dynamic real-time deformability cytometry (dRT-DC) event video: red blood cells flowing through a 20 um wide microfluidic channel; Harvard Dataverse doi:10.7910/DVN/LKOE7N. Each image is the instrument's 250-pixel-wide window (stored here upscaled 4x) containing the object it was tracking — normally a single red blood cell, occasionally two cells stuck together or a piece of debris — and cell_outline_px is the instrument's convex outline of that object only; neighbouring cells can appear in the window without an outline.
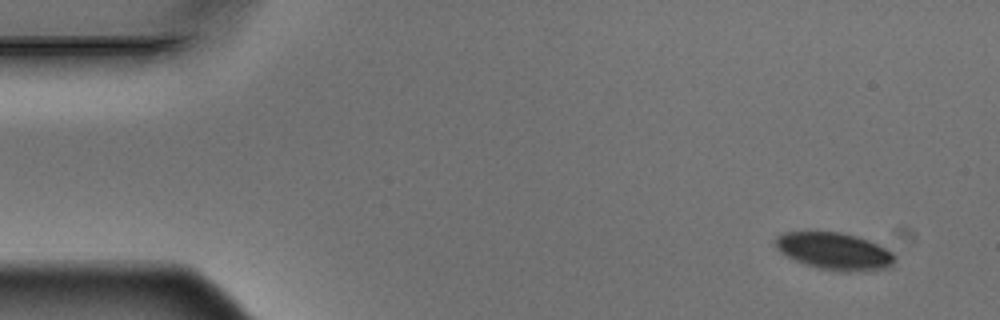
{"species": "Egyptian fruit bat (a non-hibernating species)", "species_latin": "Rousettus aegyptiacus", "temperature_condition": "warm", "stored_images_in_passage": 5, "camera_frame_rate_fps": 3000, "um_per_image_px": 0.085, "animal": {"sex": "male"}, "frame": {"image": 1, "passage_image": 1, "time_ms": 0.0, "image_size_px": [1000, 320], "cell_outline_px": [[896, 260], [892, 268], [848, 272], [840, 272], [820, 268], [804, 264], [780, 252], [776, 248], [776, 236], [784, 232], [840, 232], [856, 236], [880, 244], [892, 252], [896, 256]], "centroid_in_image_um": [70.99, 21.36], "position_along_channel_um": 14.0, "area_um2": 26.01}}